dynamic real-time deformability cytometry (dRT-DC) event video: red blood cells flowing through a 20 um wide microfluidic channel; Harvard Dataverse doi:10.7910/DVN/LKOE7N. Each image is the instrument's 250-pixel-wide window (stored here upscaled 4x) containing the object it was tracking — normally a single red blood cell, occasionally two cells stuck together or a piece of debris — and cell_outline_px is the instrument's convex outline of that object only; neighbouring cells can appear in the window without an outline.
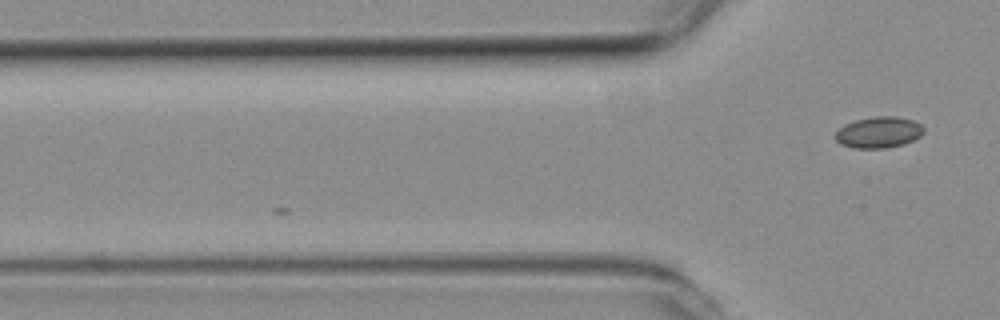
{"species": "common noctule bat (a hibernating species)", "species_latin": "Nyctalus noctula", "temperature_condition": "room temperature", "stored_images_in_passage": 3, "camera_frame_rate_fps": 3000, "um_per_image_px": 0.085, "animal": {"sex": "female", "body_mass_g": 19.3, "forearm_length_mm": 54.1}, "frame": {"image": 1, "passage_image": 3, "time_ms": 0.667, "image_size_px": [1000, 320], "cell_outline_px": [[924, 132], [920, 136], [904, 144], [884, 148], [852, 148], [840, 144], [836, 140], [836, 132], [844, 124], [856, 120], [872, 116], [896, 116], [912, 120], [920, 124], [924, 128]], "centroid_in_image_um": [74.68, 11.24], "position_along_channel_um": 51.1, "area_um2": 16.07}}